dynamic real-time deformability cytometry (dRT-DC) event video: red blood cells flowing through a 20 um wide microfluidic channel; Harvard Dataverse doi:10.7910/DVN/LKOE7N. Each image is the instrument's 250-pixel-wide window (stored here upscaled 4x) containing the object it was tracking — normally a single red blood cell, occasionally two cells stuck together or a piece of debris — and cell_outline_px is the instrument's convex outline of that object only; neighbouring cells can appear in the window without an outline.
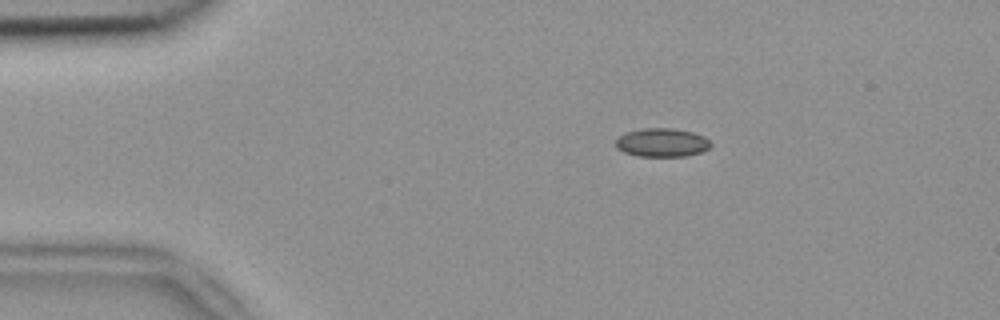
{"species": "common noctule bat (a hibernating species)", "species_latin": "Nyctalus noctula", "temperature_condition": "room temperature", "stored_images_in_passage": 6, "camera_frame_rate_fps": 3000, "um_per_image_px": 0.085, "animal": {"sex": "female", "body_mass_g": 18.4}, "frame": {"image": 1, "passage_image": 3, "time_ms": 0.667, "image_size_px": [1000, 320], "cell_outline_px": [[712, 144], [708, 148], [700, 152], [684, 156], [636, 156], [624, 152], [616, 148], [616, 140], [624, 132], [644, 128], [672, 128], [692, 132], [704, 136]], "centroid_in_image_um": [56.24, 12.11], "position_along_channel_um": 28.8, "area_um2": 15.78}}
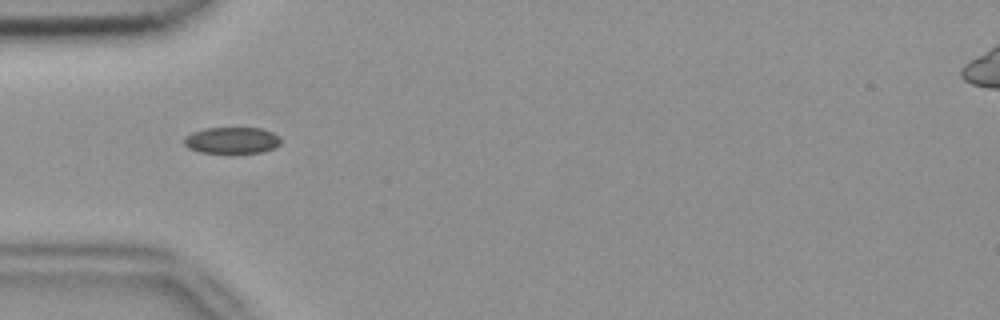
{"frame": {"image": 2, "passage_image": 5, "time_ms": 1.333, "image_size_px": [1000, 320], "cell_outline_px": [[280, 144], [276, 148], [264, 152], [232, 156], [200, 152], [188, 148], [184, 144], [184, 136], [192, 132], [204, 128], [260, 128], [272, 132], [280, 136]], "centroid_in_image_um": [19.72, 11.98], "position_along_channel_um": 65.3, "area_um2": 15.84}}